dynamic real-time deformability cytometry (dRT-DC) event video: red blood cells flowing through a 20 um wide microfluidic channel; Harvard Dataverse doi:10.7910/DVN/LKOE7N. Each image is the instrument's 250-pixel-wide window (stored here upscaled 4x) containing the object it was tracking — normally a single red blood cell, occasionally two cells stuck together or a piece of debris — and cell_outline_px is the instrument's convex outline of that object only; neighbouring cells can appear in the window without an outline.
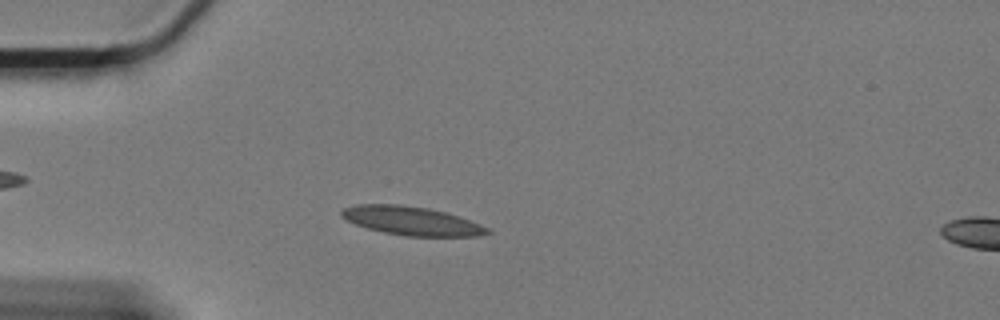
{"species": "Egyptian fruit bat (a non-hibernating species)", "species_latin": "Rousettus aegyptiacus", "temperature_condition": "cold", "stored_images_in_passage": 58, "camera_frame_rate_fps": 3000, "um_per_image_px": 0.085, "animal": {"sex": "female"}, "frame": {"image": 1, "passage_image": 14, "time_ms": 4.333, "image_size_px": [1000, 320], "cell_outline_px": [[492, 232], [476, 236], [404, 236], [384, 232], [368, 228], [356, 224], [340, 216], [340, 212], [344, 208], [356, 204], [400, 204], [428, 208], [444, 212], [480, 224], [488, 228]], "centroid_in_image_um": [34.95, 18.77], "position_along_channel_um": 50.1, "area_um2": 24.1}}
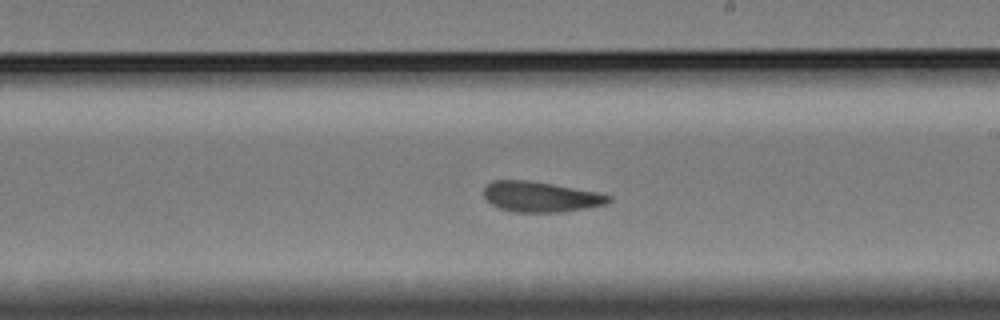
{"frame": {"image": 2, "passage_image": 33, "time_ms": 10.667, "image_size_px": [1000, 320], "cell_outline_px": [[612, 200], [608, 204], [564, 212], [512, 212], [500, 208], [492, 204], [484, 196], [484, 188], [492, 180], [528, 180], [552, 184], [596, 192], [612, 196]], "centroid_in_image_um": [45.97, 16.73], "position_along_channel_um": 243.0, "area_um2": 22.08}}
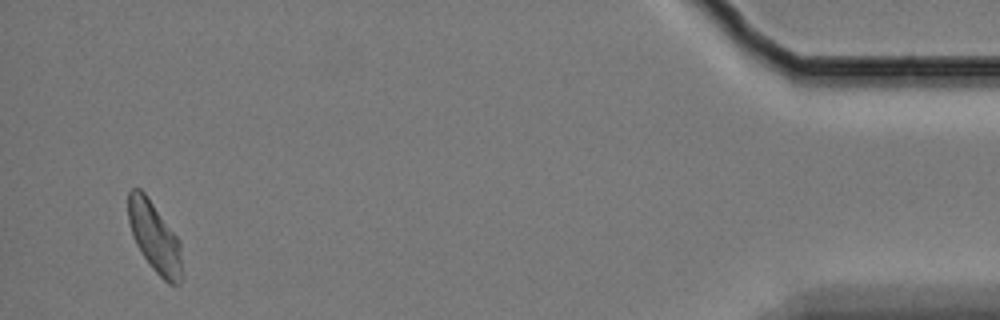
{"frame": {"image": 3, "passage_image": 56, "time_ms": 18.333, "image_size_px": [1000, 320], "cell_outline_px": [[180, 284], [168, 284], [152, 268], [136, 244], [128, 220], [128, 192], [132, 188], [140, 188], [144, 192], [176, 236], [180, 244]], "centroid_in_image_um": [13.1, 20.13], "position_along_channel_um": 422.1, "area_um2": 21.27}, "authors_computed_cell_mechanics": {"area_um2": 22.5998, "velocity_mm_per_s": 3.2712, "shape_relaxation_time_tau1_ms": null, "shape_relaxation_time_tau2_ms": 4.8562, "deformation_change_tau1": null, "deformation_change_tau2": 0.0975}}